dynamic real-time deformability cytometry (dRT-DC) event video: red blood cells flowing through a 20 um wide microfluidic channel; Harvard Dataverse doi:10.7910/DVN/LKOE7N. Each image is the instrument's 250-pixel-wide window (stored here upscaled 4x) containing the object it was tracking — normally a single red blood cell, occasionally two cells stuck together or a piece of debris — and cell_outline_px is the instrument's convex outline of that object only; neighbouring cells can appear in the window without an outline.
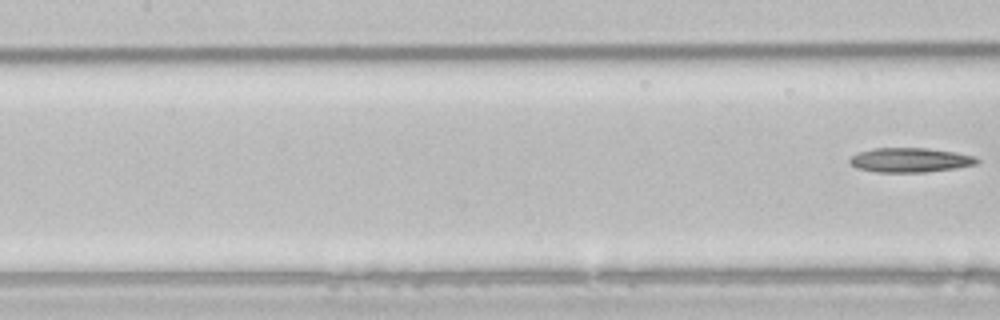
{"species": "common noctule bat (a hibernating species)", "species_latin": "Nyctalus noctula", "temperature_condition": "room temperature", "stored_images_in_passage": 6, "camera_frame_rate_fps": 3000, "um_per_image_px": 0.085, "animal": {"sex": "male", "body_mass_g": 21.5, "forearm_length_mm": 52.0}, "frame": {"image": 1, "passage_image": 6, "time_ms": 7.667, "image_size_px": [1000, 320], "cell_outline_px": [[980, 160], [976, 164], [956, 168], [924, 172], [876, 172], [856, 168], [848, 160], [856, 152], [872, 148], [928, 148], [956, 152], [972, 156]], "centroid_in_image_um": [77.32, 13.6], "position_along_channel_um": 130.1, "area_um2": 18.15}}